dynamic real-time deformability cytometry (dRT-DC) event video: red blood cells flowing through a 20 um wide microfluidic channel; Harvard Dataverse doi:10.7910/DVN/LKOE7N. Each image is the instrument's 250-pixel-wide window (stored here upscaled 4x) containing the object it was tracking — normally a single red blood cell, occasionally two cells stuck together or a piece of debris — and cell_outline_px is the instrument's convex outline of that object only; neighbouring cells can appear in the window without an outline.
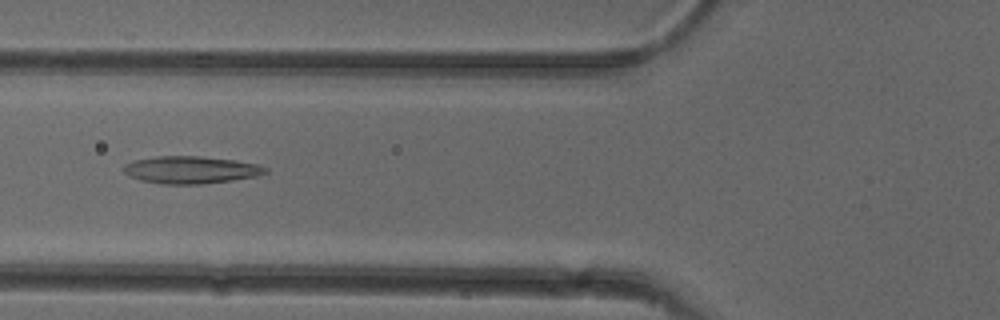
{"species": "common noctule bat (a hibernating species)", "species_latin": "Nyctalus noctula", "temperature_condition": "cold", "stored_images_in_passage": 47, "camera_frame_rate_fps": 3000, "um_per_image_px": 0.085, "animal": {"sex": "female"}, "frame": {"image": 1, "passage_image": 15, "time_ms": 4.667, "image_size_px": [1000, 320], "cell_outline_px": [[268, 172], [256, 176], [232, 180], [200, 184], [160, 184], [140, 180], [128, 176], [120, 168], [124, 164], [132, 160], [156, 156], [200, 156], [236, 160], [256, 164], [268, 168]], "centroid_in_image_um": [16.16, 14.43], "position_along_channel_um": 109.6, "area_um2": 22.83}}
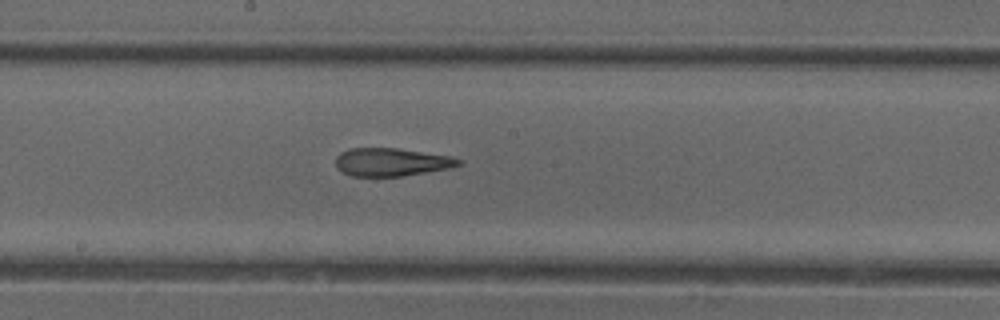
{"frame": {"image": 2, "passage_image": 23, "time_ms": 7.333, "image_size_px": [1000, 320], "cell_outline_px": [[464, 164], [448, 168], [400, 176], [352, 176], [336, 168], [336, 156], [340, 152], [348, 148], [396, 148], [452, 156], [464, 160]], "centroid_in_image_um": [33.28, 13.76], "position_along_channel_um": 214.9, "area_um2": 20.11}}
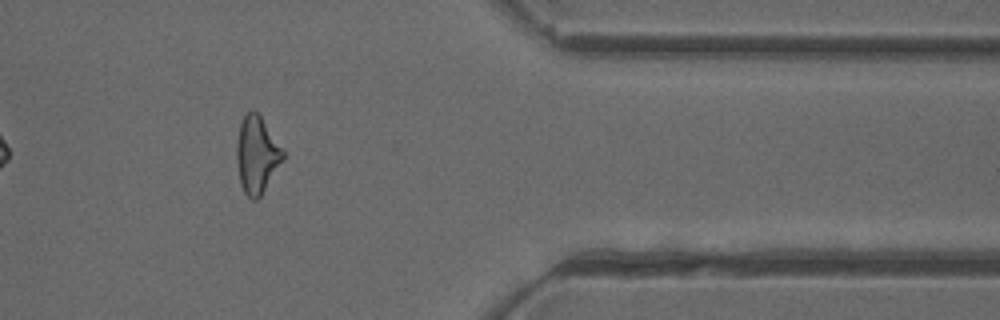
{"frame": {"image": 3, "passage_image": 38, "time_ms": 12.333, "image_size_px": [1000, 320], "cell_outline_px": [[284, 160], [260, 196], [256, 200], [252, 200], [244, 192], [240, 184], [236, 156], [236, 144], [240, 124], [244, 116], [252, 108], [260, 116], [284, 152]], "centroid_in_image_um": [21.81, 13.18], "position_along_channel_um": 389.6, "area_um2": 20.52}, "authors_computed_cell_mechanics": {"area_um2": 21.6172, "velocity_mm_per_s": 3.9316, "shape_relaxation_time_tau1_ms": null, "shape_relaxation_time_tau2_ms": 2.9653, "deformation_change_tau1": null, "deformation_change_tau2": 0.1487}}